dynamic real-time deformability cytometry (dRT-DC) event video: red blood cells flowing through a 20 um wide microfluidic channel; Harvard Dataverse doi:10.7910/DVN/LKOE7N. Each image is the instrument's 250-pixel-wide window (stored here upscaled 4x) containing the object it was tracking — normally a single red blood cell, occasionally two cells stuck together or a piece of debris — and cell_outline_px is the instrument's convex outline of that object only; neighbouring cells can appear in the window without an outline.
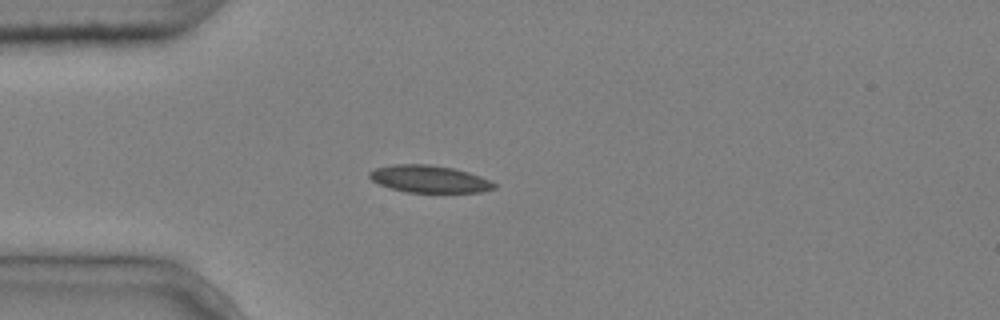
{"species": "common noctule bat (a hibernating species)", "species_latin": "Nyctalus noctula", "temperature_condition": "cold", "stored_images_in_passage": 3, "camera_frame_rate_fps": 3000, "um_per_image_px": 0.085, "animal": {"sex": "male", "body_mass_g": 20.4}, "frame": {"image": 1, "passage_image": 3, "time_ms": 0.667, "image_size_px": [1000, 320], "cell_outline_px": [[496, 188], [480, 192], [408, 192], [392, 188], [380, 184], [372, 180], [368, 176], [368, 172], [376, 168], [392, 164], [428, 164], [456, 168], [492, 180], [496, 184]], "centroid_in_image_um": [36.52, 15.2], "position_along_channel_um": 48.5, "area_um2": 19.83}}